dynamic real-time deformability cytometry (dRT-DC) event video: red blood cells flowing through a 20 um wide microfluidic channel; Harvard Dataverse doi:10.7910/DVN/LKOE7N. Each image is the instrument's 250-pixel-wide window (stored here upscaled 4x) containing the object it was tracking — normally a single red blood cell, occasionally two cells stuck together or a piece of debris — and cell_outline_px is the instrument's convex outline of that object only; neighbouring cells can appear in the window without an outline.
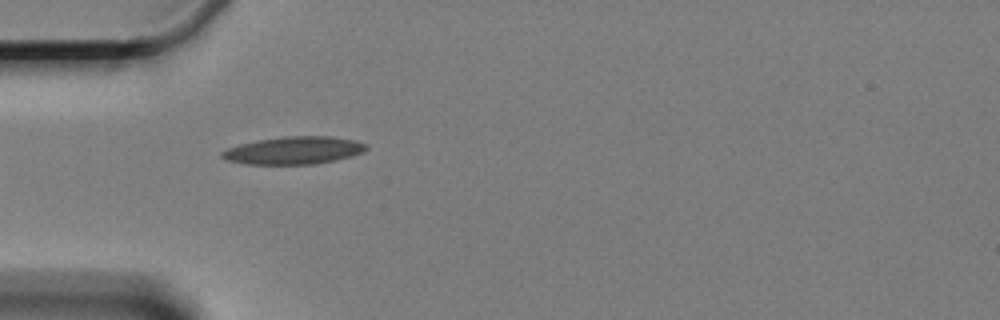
{"species": "Egyptian fruit bat (a non-hibernating species)", "species_latin": "Rousettus aegyptiacus", "temperature_condition": "cold", "stored_images_in_passage": 5, "camera_frame_rate_fps": 3000, "um_per_image_px": 0.085, "animal": {"sex": "female"}, "frame": {"image": 1, "passage_image": 5, "time_ms": 5.0, "image_size_px": [1000, 320], "cell_outline_px": [[368, 148], [364, 152], [352, 156], [336, 160], [316, 164], [248, 164], [228, 160], [220, 156], [220, 152], [228, 148], [240, 144], [256, 140], [284, 136], [332, 136], [356, 140], [368, 144]], "centroid_in_image_um": [25.03, 12.78], "position_along_channel_um": 60.0, "area_um2": 23.41}}